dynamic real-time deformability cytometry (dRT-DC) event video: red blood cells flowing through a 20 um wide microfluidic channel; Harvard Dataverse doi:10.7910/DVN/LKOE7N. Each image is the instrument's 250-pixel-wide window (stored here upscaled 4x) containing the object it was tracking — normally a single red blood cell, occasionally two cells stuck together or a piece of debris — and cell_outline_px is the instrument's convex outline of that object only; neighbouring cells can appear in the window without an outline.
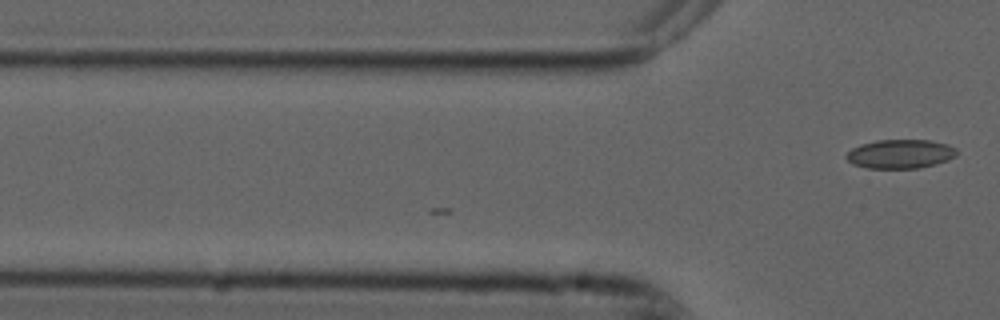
{"species": "common noctule bat (a hibernating species)", "species_latin": "Nyctalus noctula", "temperature_condition": "cold", "stored_images_in_passage": 2, "camera_frame_rate_fps": 3000, "um_per_image_px": 0.085, "animal": {"sex": "male", "forearm_length_mm": 52.5}, "frame": {"image": 1, "passage_image": 2, "time_ms": 0.333, "image_size_px": [1000, 320], "cell_outline_px": [[956, 156], [948, 160], [936, 164], [920, 168], [868, 168], [852, 164], [844, 156], [852, 148], [860, 144], [876, 140], [928, 140], [948, 144], [956, 148]], "centroid_in_image_um": [76.52, 13.08], "position_along_channel_um": 49.3, "area_um2": 18.73}}